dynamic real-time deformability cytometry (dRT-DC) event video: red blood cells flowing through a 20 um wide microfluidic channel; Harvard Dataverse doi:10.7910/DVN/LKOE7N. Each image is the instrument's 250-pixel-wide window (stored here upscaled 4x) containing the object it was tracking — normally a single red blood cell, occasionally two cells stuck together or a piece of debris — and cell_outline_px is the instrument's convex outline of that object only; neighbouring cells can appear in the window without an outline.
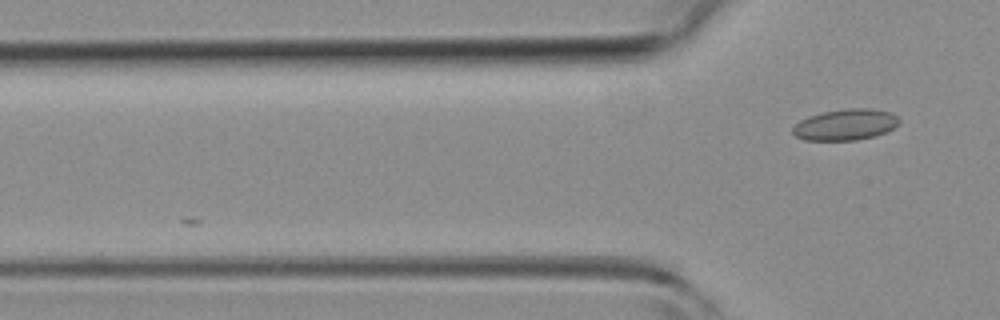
{"species": "common noctule bat (a hibernating species)", "species_latin": "Nyctalus noctula", "temperature_condition": "room temperature", "stored_images_in_passage": 3, "camera_frame_rate_fps": 3000, "um_per_image_px": 0.085, "animal": {"sex": "female", "body_mass_g": 19.3, "forearm_length_mm": 54.1}, "frame": {"image": 1, "passage_image": 3, "time_ms": 2.333, "image_size_px": [1000, 320], "cell_outline_px": [[900, 120], [892, 128], [876, 136], [856, 140], [804, 140], [796, 136], [792, 132], [792, 128], [800, 120], [808, 116], [820, 112], [848, 108], [868, 108], [892, 112]], "centroid_in_image_um": [71.84, 10.59], "position_along_channel_um": 54.0, "area_um2": 19.31}}